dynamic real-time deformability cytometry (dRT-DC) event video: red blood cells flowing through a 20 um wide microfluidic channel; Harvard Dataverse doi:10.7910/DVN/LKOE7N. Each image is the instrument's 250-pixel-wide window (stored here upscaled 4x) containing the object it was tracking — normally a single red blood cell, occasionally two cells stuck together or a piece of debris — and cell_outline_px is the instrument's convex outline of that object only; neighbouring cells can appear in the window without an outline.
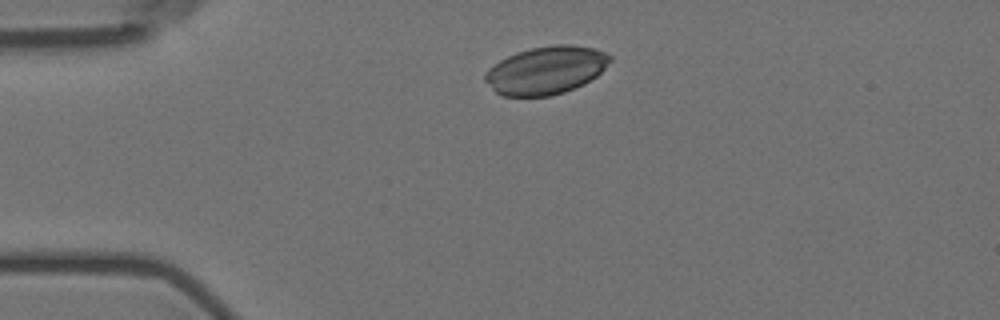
{"species": "Egyptian fruit bat (a non-hibernating species)", "species_latin": "Rousettus aegyptiacus", "temperature_condition": "room temperature", "stored_images_in_passage": 2, "camera_frame_rate_fps": 3000, "um_per_image_px": 0.085, "animal": {"sex": "female"}, "frame": {"image": 1, "passage_image": 1, "time_ms": 0.0, "image_size_px": [1000, 320], "cell_outline_px": [[612, 60], [596, 76], [584, 84], [564, 92], [548, 96], [504, 96], [496, 92], [484, 80], [484, 72], [488, 68], [500, 60], [516, 52], [532, 48], [552, 44], [572, 44], [592, 48], [604, 52], [612, 56]], "centroid_in_image_um": [46.4, 5.96], "position_along_channel_um": 38.6, "area_um2": 34.85}}